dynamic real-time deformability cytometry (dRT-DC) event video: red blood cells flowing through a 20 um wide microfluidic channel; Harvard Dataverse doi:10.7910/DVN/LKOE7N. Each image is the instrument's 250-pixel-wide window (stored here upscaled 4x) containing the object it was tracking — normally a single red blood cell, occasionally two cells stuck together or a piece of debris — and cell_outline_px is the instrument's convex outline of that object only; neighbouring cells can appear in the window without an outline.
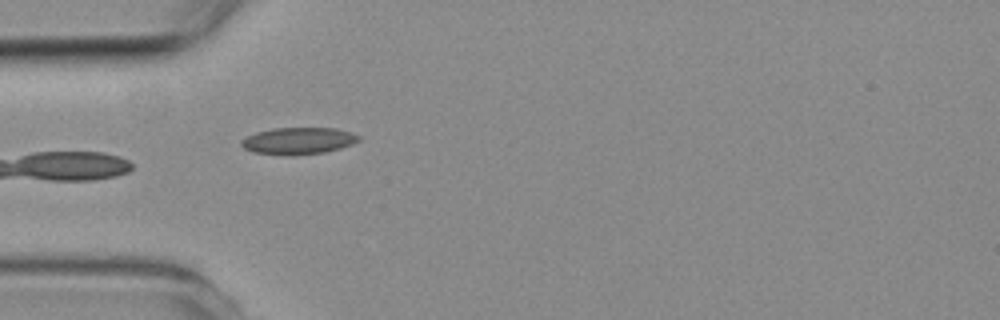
{"species": "common noctule bat (a hibernating species)", "species_latin": "Nyctalus noctula", "temperature_condition": "room temperature", "stored_images_in_passage": 4, "camera_frame_rate_fps": 3000, "um_per_image_px": 0.085, "animal": {"sex": "female", "body_mass_g": 19.3, "forearm_length_mm": 54.1}, "frame": {"image": 1, "passage_image": 2, "time_ms": 2.0, "image_size_px": [1000, 320], "cell_outline_px": [[360, 140], [352, 144], [340, 148], [324, 152], [252, 152], [244, 148], [240, 144], [240, 140], [256, 132], [272, 128], [336, 128], [360, 136]], "centroid_in_image_um": [25.37, 11.91], "position_along_channel_um": 59.6, "area_um2": 17.34}}
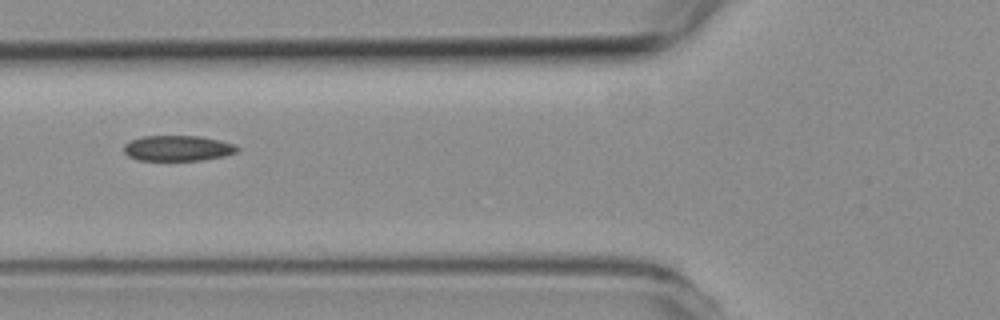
{"frame": {"image": 2, "passage_image": 3, "time_ms": 3.333, "image_size_px": [1000, 320], "cell_outline_px": [[240, 148], [236, 152], [224, 156], [204, 160], [136, 160], [128, 156], [124, 152], [124, 144], [140, 136], [200, 136], [220, 140], [232, 144]], "centroid_in_image_um": [15.09, 12.6], "position_along_channel_um": 110.7, "area_um2": 16.88}}
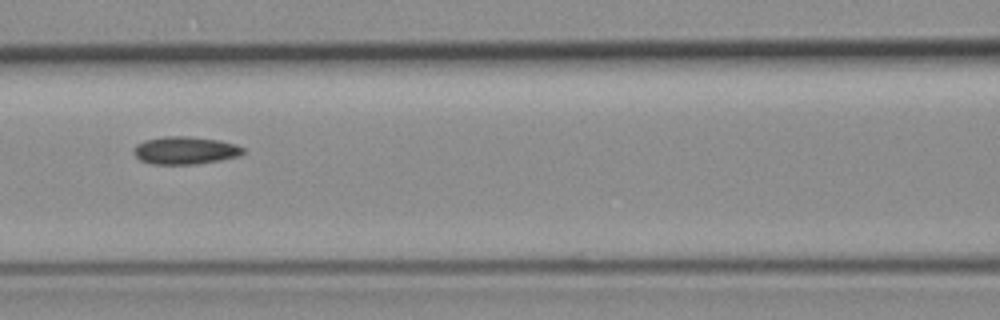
{"frame": {"image": 3, "passage_image": 4, "time_ms": 4.333, "image_size_px": [1000, 320], "cell_outline_px": [[244, 152], [240, 156], [220, 160], [196, 164], [152, 164], [140, 160], [132, 152], [136, 144], [144, 140], [164, 136], [184, 136], [216, 140], [236, 144], [244, 148]], "centroid_in_image_um": [15.71, 12.79], "position_along_channel_um": 150.9, "area_um2": 17.63}}